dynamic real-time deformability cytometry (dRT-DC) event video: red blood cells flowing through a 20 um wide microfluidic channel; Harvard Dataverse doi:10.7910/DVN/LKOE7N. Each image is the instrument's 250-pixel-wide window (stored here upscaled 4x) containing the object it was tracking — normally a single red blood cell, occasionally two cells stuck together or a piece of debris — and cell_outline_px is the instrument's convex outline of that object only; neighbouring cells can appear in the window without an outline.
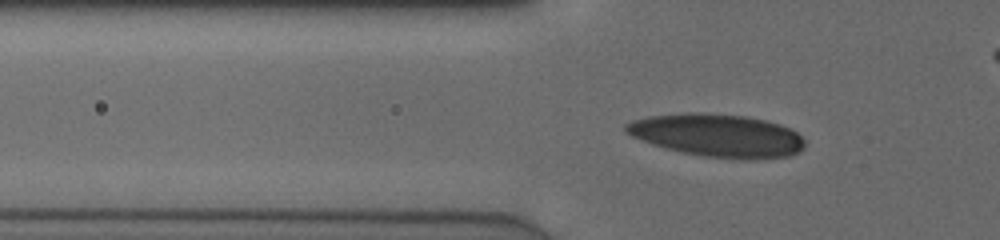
{"species": "human", "species_latin": "Homo sapiens", "temperature_condition": "cold", "stored_images_in_passage": 41, "camera_frame_rate_fps": 3000, "um_per_image_px": 0.085, "donor": {"sex": "male"}, "frame": {"image": 1, "passage_image": 6, "time_ms": 1.667, "image_size_px": [1000, 240], "cell_outline_px": [[804, 148], [800, 152], [788, 156], [756, 160], [740, 160], [704, 156], [684, 152], [652, 144], [632, 136], [624, 132], [624, 124], [632, 120], [648, 116], [684, 112], [700, 112], [748, 116], [780, 124], [796, 132], [804, 140]], "centroid_in_image_um": [60.98, 11.51], "position_along_channel_um": 64.8, "area_um2": 45.03}}
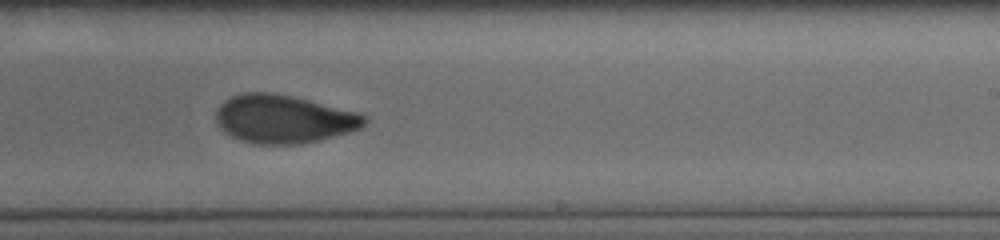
{"frame": {"image": 2, "passage_image": 22, "time_ms": 7.0, "image_size_px": [1000, 240], "cell_outline_px": [[368, 120], [360, 128], [352, 132], [320, 140], [300, 144], [252, 144], [240, 140], [224, 132], [216, 124], [216, 112], [220, 104], [224, 100], [232, 96], [244, 92], [268, 92], [292, 96], [356, 112], [364, 116]], "centroid_in_image_um": [24.08, 10.13], "position_along_channel_um": 264.9, "area_um2": 41.79}}
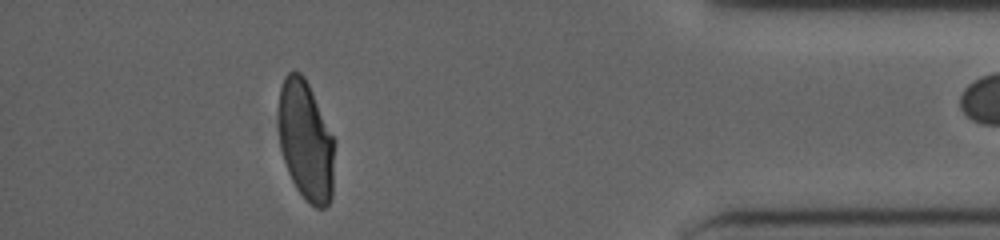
{"frame": {"image": 3, "passage_image": 36, "time_ms": 11.667, "image_size_px": [1000, 240], "cell_outline_px": [[336, 140], [332, 196], [328, 204], [324, 208], [316, 208], [296, 188], [288, 172], [280, 148], [280, 88], [284, 76], [288, 72], [300, 72], [304, 76]], "centroid_in_image_um": [26.04, 11.98], "position_along_channel_um": 409.2, "area_um2": 39.02}, "authors_computed_cell_mechanics": {"area_um2": 41.5004, "velocity_mm_per_s": 3.8914, "shape_relaxation_time_tau1_ms": 5.7256, "shape_relaxation_time_tau2_ms": 1.8673, "deformation_change_tau1": 0.1633, "deformation_change_tau2": 0.0664}}